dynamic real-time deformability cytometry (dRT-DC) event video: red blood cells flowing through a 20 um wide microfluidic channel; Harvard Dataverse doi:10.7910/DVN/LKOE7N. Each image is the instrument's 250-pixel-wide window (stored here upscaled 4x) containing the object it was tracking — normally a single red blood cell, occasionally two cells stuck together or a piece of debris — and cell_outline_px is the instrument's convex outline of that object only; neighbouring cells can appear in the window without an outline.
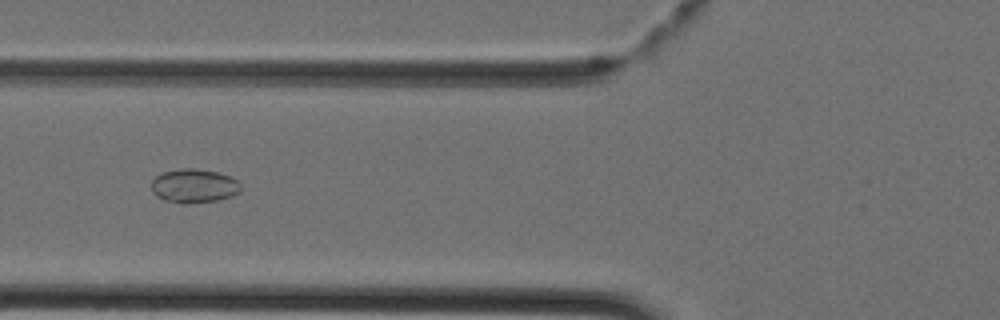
{"species": "Egyptian fruit bat (a non-hibernating species)", "species_latin": "Rousettus aegyptiacus", "temperature_condition": "cold", "stored_images_in_passage": 35, "camera_frame_rate_fps": 3000, "um_per_image_px": 0.085, "animal": {"sex": "female"}, "frame": {"image": 1, "passage_image": 16, "time_ms": 5.0, "image_size_px": [1000, 320], "cell_outline_px": [[240, 188], [232, 196], [216, 200], [164, 200], [156, 196], [152, 192], [152, 180], [156, 176], [164, 172], [184, 168], [196, 168], [216, 172], [232, 176], [240, 184]], "centroid_in_image_um": [16.49, 15.74], "position_along_channel_um": 109.3, "area_um2": 16.76}}
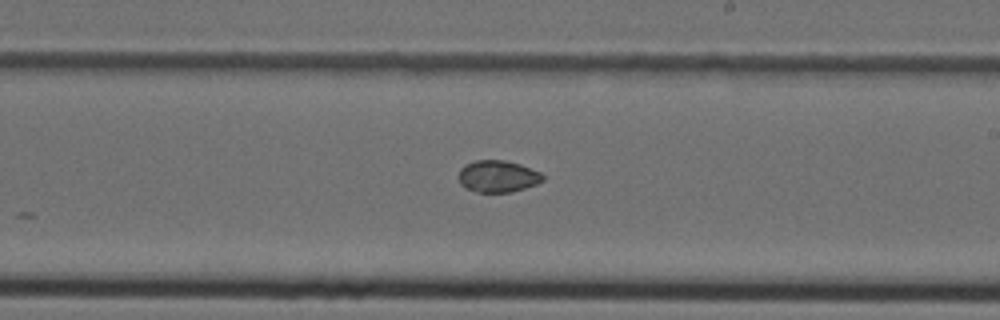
{"frame": {"image": 2, "passage_image": 25, "time_ms": 8.0, "image_size_px": [1000, 320], "cell_outline_px": [[544, 180], [536, 184], [512, 192], [476, 192], [460, 184], [456, 176], [460, 168], [464, 164], [476, 160], [504, 160], [520, 164], [540, 172], [544, 176]], "centroid_in_image_um": [42.27, 14.98], "position_along_channel_um": 246.7, "area_um2": 15.78}}
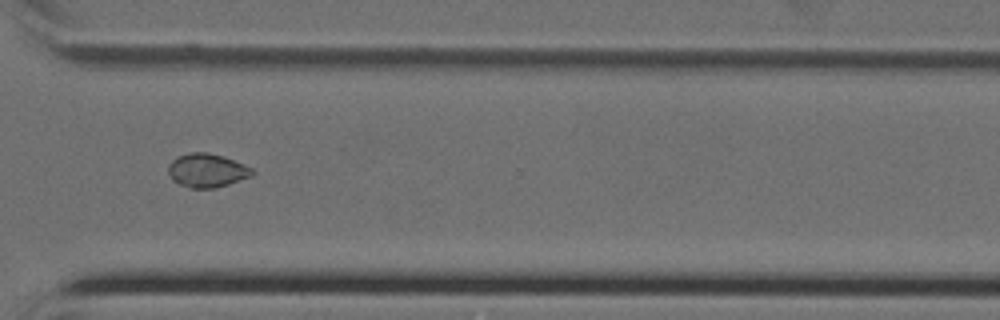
{"frame": {"image": 3, "passage_image": 32, "time_ms": 10.333, "image_size_px": [1000, 320], "cell_outline_px": [[256, 172], [252, 176], [228, 184], [212, 188], [192, 188], [180, 184], [172, 180], [168, 172], [168, 164], [176, 156], [188, 152], [208, 152], [224, 156], [244, 164], [252, 168]], "centroid_in_image_um": [17.59, 14.47], "position_along_channel_um": 353.0, "area_um2": 16.65}}